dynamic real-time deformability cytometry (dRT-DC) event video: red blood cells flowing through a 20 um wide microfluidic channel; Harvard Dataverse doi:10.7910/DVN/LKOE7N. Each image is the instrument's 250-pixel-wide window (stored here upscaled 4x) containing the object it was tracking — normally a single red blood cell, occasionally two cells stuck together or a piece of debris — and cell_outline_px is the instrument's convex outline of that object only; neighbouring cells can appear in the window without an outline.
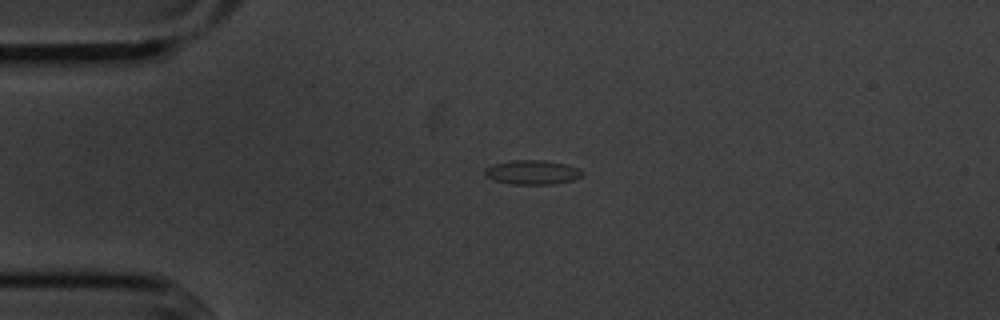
{"species": "common noctule bat (a hibernating species)", "species_latin": "Nyctalus noctula", "temperature_condition": "cold", "stored_images_in_passage": 43, "camera_frame_rate_fps": 3000, "um_per_image_px": 0.085, "animal": {"sex": "male", "body_mass_g": 20.1, "forearm_length_mm": 53.5}, "frame": {"image": 1, "passage_image": 1, "time_ms": 0.0, "image_size_px": [1000, 320], "cell_outline_px": [[584, 172], [580, 176], [572, 180], [556, 184], [512, 184], [492, 180], [484, 176], [484, 168], [496, 164], [512, 160], [544, 160], [564, 164], [580, 168]], "centroid_in_image_um": [45.23, 14.65], "position_along_channel_um": 39.8, "area_um2": 13.81}}
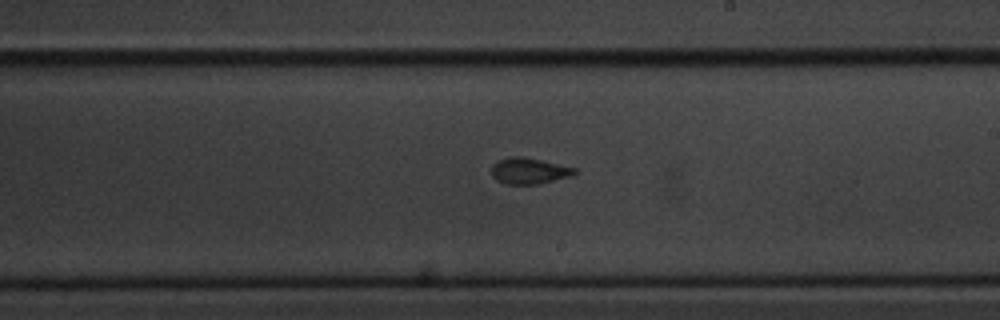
{"frame": {"image": 2, "passage_image": 20, "time_ms": 6.333, "image_size_px": [1000, 320], "cell_outline_px": [[576, 172], [572, 176], [536, 184], [504, 184], [496, 180], [492, 176], [492, 164], [500, 160], [512, 156], [520, 156], [540, 160], [576, 168]], "centroid_in_image_um": [44.95, 14.53], "position_along_channel_um": 244.1, "area_um2": 12.48}}
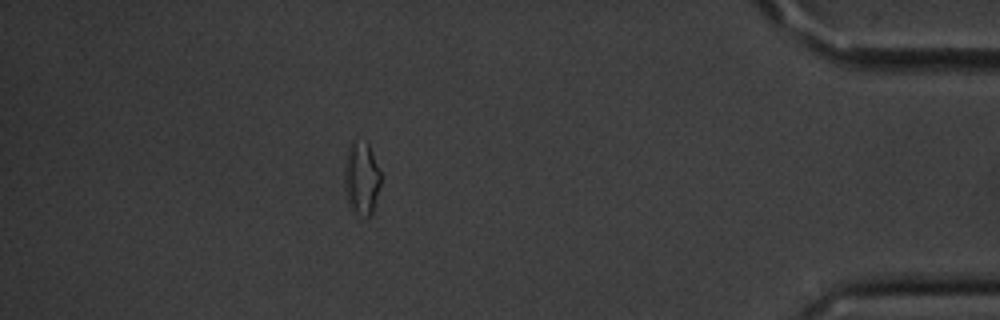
{"frame": {"image": 3, "passage_image": 37, "time_ms": 12.0, "image_size_px": [1000, 320], "cell_outline_px": [[380, 184], [372, 216], [368, 216], [352, 212], [344, 188], [344, 164], [348, 148], [352, 140], [368, 144], [372, 152], [380, 172]], "centroid_in_image_um": [30.71, 15.17], "position_along_channel_um": 404.5, "area_um2": 15.37}, "authors_computed_cell_mechanics": {"area_um2": 13.0628, "velocity_mm_per_s": 3.6224, "shape_relaxation_time_tau1_ms": 4.7449, "shape_relaxation_time_tau2_ms": 1.8336, "deformation_change_tau1": 0.0954, "deformation_change_tau2": 0.069}}